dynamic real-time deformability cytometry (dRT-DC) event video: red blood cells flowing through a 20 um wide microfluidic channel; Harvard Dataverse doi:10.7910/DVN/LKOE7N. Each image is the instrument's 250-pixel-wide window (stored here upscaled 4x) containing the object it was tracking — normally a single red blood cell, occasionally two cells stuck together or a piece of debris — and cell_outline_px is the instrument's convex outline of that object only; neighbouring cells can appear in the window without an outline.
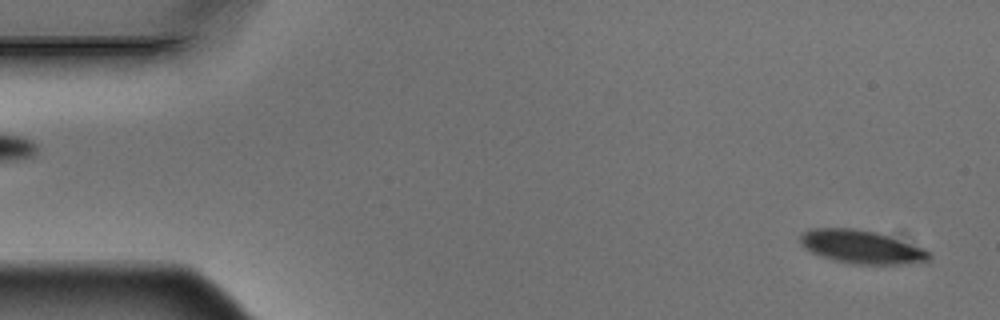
{"species": "Egyptian fruit bat (a non-hibernating species)", "species_latin": "Rousettus aegyptiacus", "temperature_condition": "warm", "stored_images_in_passage": 5, "segment_of_instrument_passage": [2, 2], "camera_frame_rate_fps": 3000, "um_per_image_px": 0.085, "animal": {"sex": "male"}, "frame": {"image": 1, "passage_image": 5, "time_ms": 1.333, "image_size_px": [1000, 320], "cell_outline_px": [[932, 256], [928, 260], [904, 264], [852, 264], [820, 256], [804, 248], [800, 240], [800, 236], [804, 232], [812, 228], [852, 228], [876, 232], [924, 248], [932, 252]], "centroid_in_image_um": [73.24, 20.99], "position_along_channel_um": 11.8, "area_um2": 24.85}}